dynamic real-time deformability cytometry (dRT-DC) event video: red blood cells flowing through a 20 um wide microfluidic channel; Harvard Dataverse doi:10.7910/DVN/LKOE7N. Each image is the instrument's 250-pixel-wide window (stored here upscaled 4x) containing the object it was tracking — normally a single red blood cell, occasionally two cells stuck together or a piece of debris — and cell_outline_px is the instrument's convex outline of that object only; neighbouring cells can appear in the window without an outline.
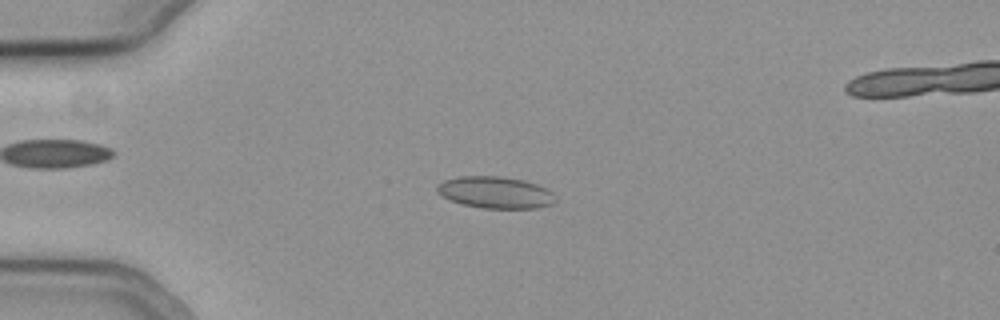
{"species": "common noctule bat (a hibernating species)", "species_latin": "Nyctalus noctula", "temperature_condition": "cold", "stored_images_in_passage": 49, "segment_of_instrument_passage": [1, 2], "camera_frame_rate_fps": 3000, "um_per_image_px": 0.085, "animal": {"sex": "female", "body_mass_g": 19.3, "forearm_length_mm": 54.1}, "frame": {"image": 1, "passage_image": 6, "time_ms": 1.667, "image_size_px": [1000, 320], "cell_outline_px": [[556, 200], [552, 204], [536, 208], [484, 208], [460, 204], [440, 196], [436, 192], [436, 184], [444, 180], [460, 176], [500, 176], [524, 180], [548, 188], [556, 196]], "centroid_in_image_um": [42.08, 16.35], "position_along_channel_um": 42.9, "area_um2": 22.2}}
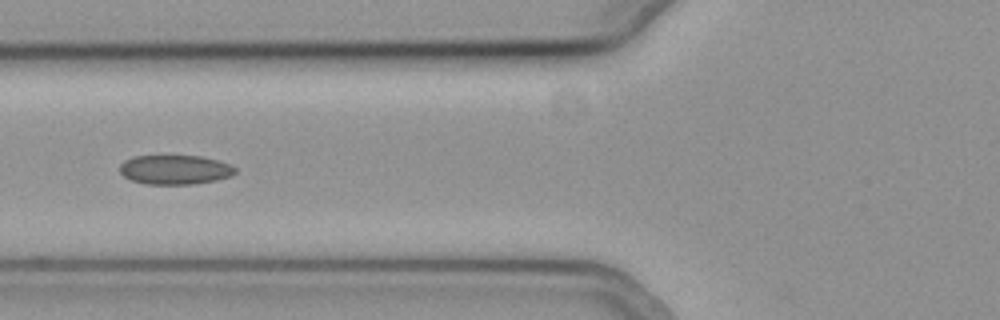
{"frame": {"image": 2, "passage_image": 14, "time_ms": 4.333, "image_size_px": [1000, 320], "cell_outline_px": [[236, 172], [232, 176], [216, 180], [192, 184], [144, 184], [132, 180], [124, 176], [120, 172], [120, 164], [124, 160], [132, 156], [200, 156], [232, 164], [236, 168]], "centroid_in_image_um": [14.88, 14.42], "position_along_channel_um": 110.9, "area_um2": 19.83}}
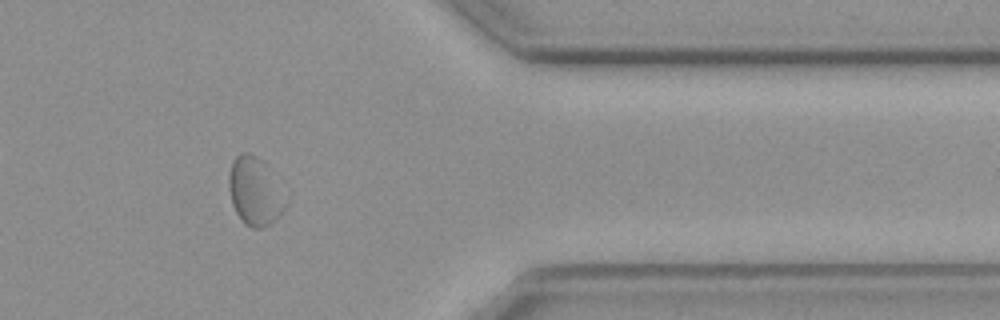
{"frame": {"image": 3, "passage_image": 38, "time_ms": 12.333, "image_size_px": [1000, 320], "cell_outline_px": [[288, 204], [284, 212], [276, 220], [260, 228], [252, 228], [244, 224], [236, 212], [232, 204], [228, 188], [228, 176], [232, 160], [240, 152], [248, 152], [264, 160], [284, 180], [288, 196]], "centroid_in_image_um": [21.78, 16.21], "position_along_channel_um": 389.6, "area_um2": 24.22}}